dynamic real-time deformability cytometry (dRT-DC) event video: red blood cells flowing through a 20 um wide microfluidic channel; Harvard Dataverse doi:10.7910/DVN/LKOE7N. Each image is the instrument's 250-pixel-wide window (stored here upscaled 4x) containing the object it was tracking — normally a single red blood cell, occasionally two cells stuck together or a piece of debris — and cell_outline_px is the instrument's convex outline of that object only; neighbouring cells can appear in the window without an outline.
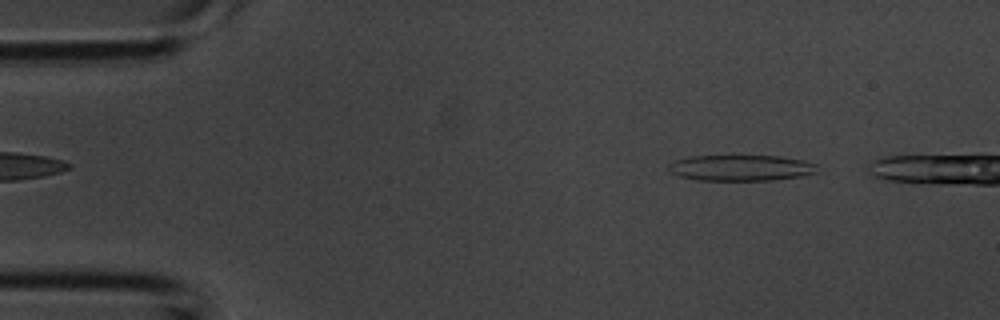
{"species": "common noctule bat (a hibernating species)", "species_latin": "Nyctalus noctula", "temperature_condition": "room temperature", "stored_images_in_passage": 7, "camera_frame_rate_fps": 3000, "um_per_image_px": 0.085, "animal": {"sex": "male", "body_mass_g": 20.1, "forearm_length_mm": 53.5}, "frame": {"image": 1, "passage_image": 3, "time_ms": 0.667, "image_size_px": [1000, 320], "cell_outline_px": [[816, 172], [800, 176], [772, 180], [696, 180], [680, 176], [672, 172], [668, 168], [668, 164], [676, 160], [692, 156], [780, 156], [804, 160], [816, 164]], "centroid_in_image_um": [62.97, 14.26], "position_along_channel_um": 22.0, "area_um2": 22.25}}